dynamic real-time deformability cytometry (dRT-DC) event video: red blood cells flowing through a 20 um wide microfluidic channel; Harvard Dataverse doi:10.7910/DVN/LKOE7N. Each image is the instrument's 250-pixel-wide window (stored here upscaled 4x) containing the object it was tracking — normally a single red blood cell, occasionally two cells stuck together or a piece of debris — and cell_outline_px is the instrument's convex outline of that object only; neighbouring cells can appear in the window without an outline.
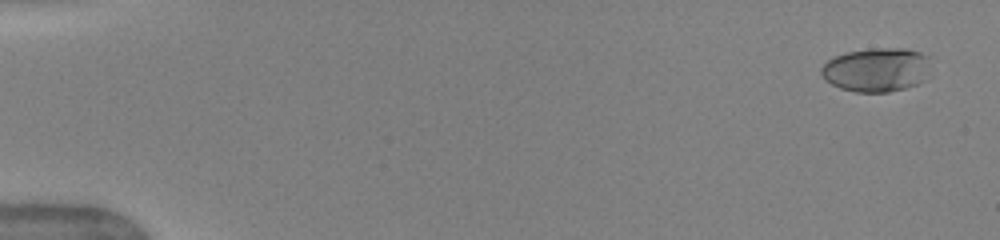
{"species": "human", "species_latin": "Homo sapiens", "temperature_condition": "warm", "stored_images_in_passage": 52, "camera_frame_rate_fps": 3000, "um_per_image_px": 0.085, "donor": {"sex": "female"}, "frame": {"image": 1, "passage_image": 3, "time_ms": 0.667, "image_size_px": [1000, 240], "cell_outline_px": [[928, 56], [920, 80], [916, 84], [904, 88], [888, 92], [856, 92], [840, 88], [824, 80], [820, 72], [820, 68], [828, 60], [844, 52], [868, 48], [904, 48], [920, 52]], "centroid_in_image_um": [74.37, 5.91], "position_along_channel_um": 10.6, "area_um2": 27.51}}
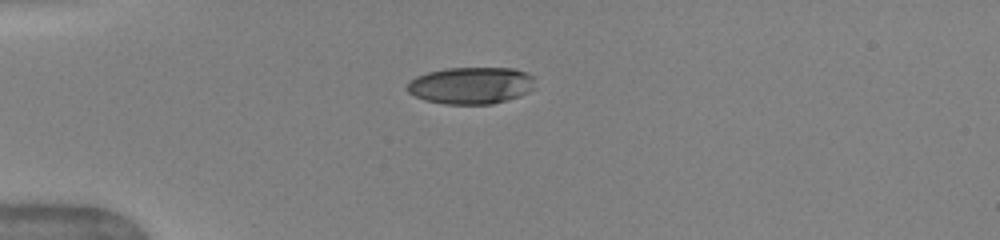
{"frame": {"image": 2, "passage_image": 15, "time_ms": 4.667, "image_size_px": [1000, 240], "cell_outline_px": [[536, 88], [528, 92], [492, 104], [444, 104], [424, 100], [408, 92], [404, 88], [416, 76], [428, 72], [444, 68], [512, 68], [524, 72], [532, 76]], "centroid_in_image_um": [40.01, 7.26], "position_along_channel_um": 45.0, "area_um2": 27.46}}
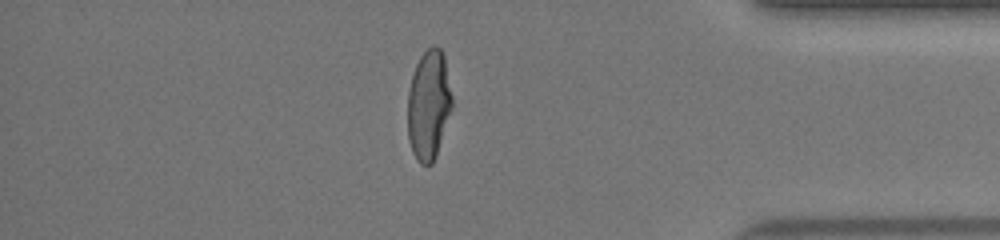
{"frame": {"image": 3, "passage_image": 45, "time_ms": 14.667, "image_size_px": [1000, 240], "cell_outline_px": [[452, 108], [436, 156], [432, 164], [420, 164], [416, 160], [412, 152], [408, 140], [408, 92], [412, 76], [416, 64], [420, 56], [432, 44], [436, 44], [440, 48], [444, 56], [452, 96]], "centroid_in_image_um": [36.43, 8.92], "position_along_channel_um": 398.8, "area_um2": 28.5}, "authors_computed_cell_mechanics": {"area_um2": 29.3335, "velocity_mm_per_s": 4.0621, "shape_relaxation_time_tau1_ms": 4.7761, "shape_relaxation_time_tau2_ms": 0.6912, "deformation_change_tau1": 0.2253, "deformation_change_tau2": 0.0627}}